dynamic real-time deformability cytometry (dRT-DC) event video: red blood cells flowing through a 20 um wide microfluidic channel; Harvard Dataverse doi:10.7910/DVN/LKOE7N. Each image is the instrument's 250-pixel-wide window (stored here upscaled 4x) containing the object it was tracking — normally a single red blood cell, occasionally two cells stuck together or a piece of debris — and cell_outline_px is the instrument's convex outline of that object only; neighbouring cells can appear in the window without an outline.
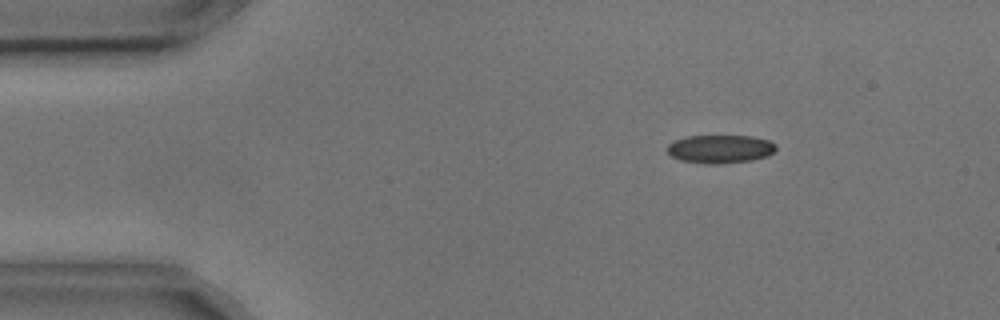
{"species": "common noctule bat (a hibernating species)", "species_latin": "Nyctalus noctula", "temperature_condition": "cold", "stored_images_in_passage": 5, "camera_frame_rate_fps": 3000, "um_per_image_px": 0.085, "animal": {"sex": "male", "body_mass_g": 17.9, "forearm_length_mm": 54.2}, "frame": {"image": 1, "passage_image": 3, "time_ms": 0.667, "image_size_px": [1000, 320], "cell_outline_px": [[776, 148], [768, 156], [752, 160], [720, 164], [704, 164], [680, 160], [672, 156], [668, 152], [668, 144], [676, 140], [688, 136], [752, 136], [768, 140], [776, 144]], "centroid_in_image_um": [61.23, 12.67], "position_along_channel_um": 23.8, "area_um2": 17.92}}
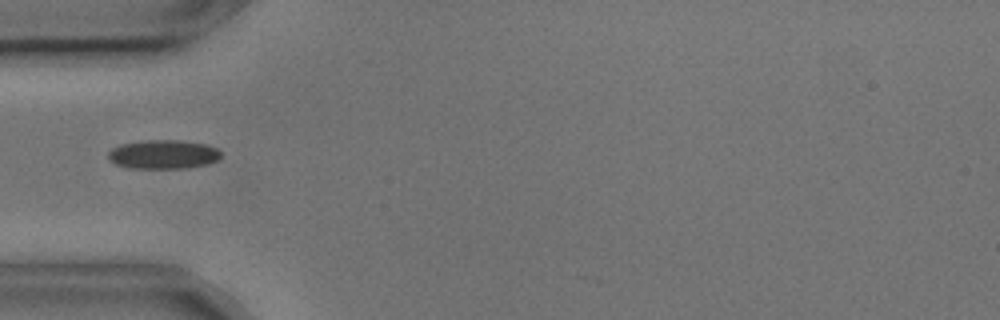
{"frame": {"image": 2, "passage_image": 5, "time_ms": 1.333, "image_size_px": [1000, 320], "cell_outline_px": [[220, 156], [216, 160], [204, 164], [184, 168], [128, 168], [116, 164], [108, 156], [108, 152], [112, 148], [120, 144], [144, 140], [176, 140], [208, 144], [216, 148], [220, 152]], "centroid_in_image_um": [13.85, 13.11], "position_along_channel_um": 71.2, "area_um2": 18.84}}